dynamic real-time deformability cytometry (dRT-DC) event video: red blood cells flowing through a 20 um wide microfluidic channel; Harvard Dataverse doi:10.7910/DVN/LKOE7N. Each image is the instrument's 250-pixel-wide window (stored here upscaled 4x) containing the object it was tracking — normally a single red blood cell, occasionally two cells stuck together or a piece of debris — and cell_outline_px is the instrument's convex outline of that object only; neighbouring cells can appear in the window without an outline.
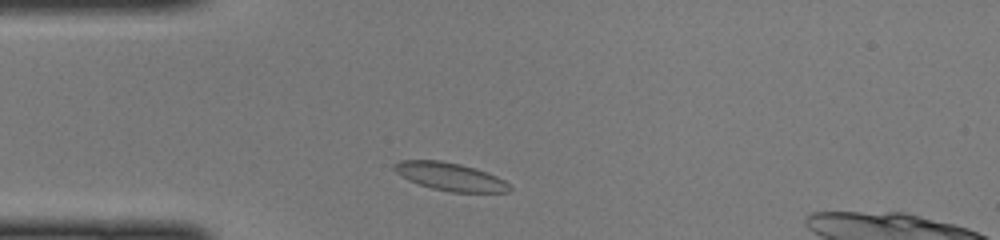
{"species": "common noctule bat (a hibernating species)", "species_latin": "Nyctalus noctula", "temperature_condition": "cold", "stored_images_in_passage": 34, "camera_frame_rate_fps": 3000, "um_per_image_px": 0.085, "animal": {"sex": "female", "body_mass_g": 22.0, "forearm_length_mm": 56.7}, "frame": {"image": 1, "passage_image": 3, "time_ms": 0.667, "image_size_px": [1000, 240], "cell_outline_px": [[512, 188], [508, 192], [448, 192], [432, 188], [408, 180], [396, 172], [392, 168], [392, 164], [400, 160], [440, 160], [460, 164], [476, 168], [488, 172], [504, 180]], "centroid_in_image_um": [38.25, 15.0], "position_along_channel_um": 46.8, "area_um2": 18.84}}
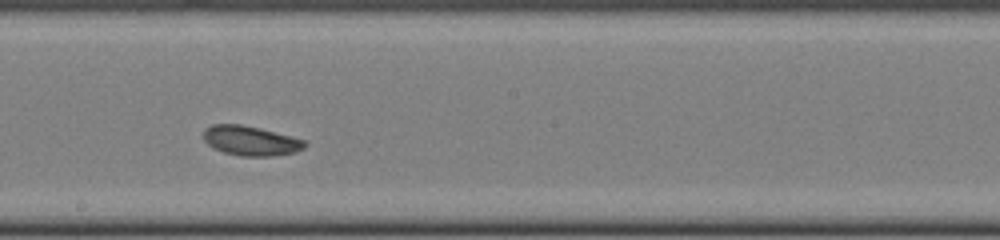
{"frame": {"image": 2, "passage_image": 17, "time_ms": 5.333, "image_size_px": [1000, 240], "cell_outline_px": [[308, 144], [304, 148], [296, 152], [272, 156], [240, 156], [224, 152], [212, 148], [204, 140], [204, 128], [212, 124], [240, 124], [260, 128], [304, 140]], "centroid_in_image_um": [21.29, 11.96], "position_along_channel_um": 226.9, "area_um2": 17.51}}
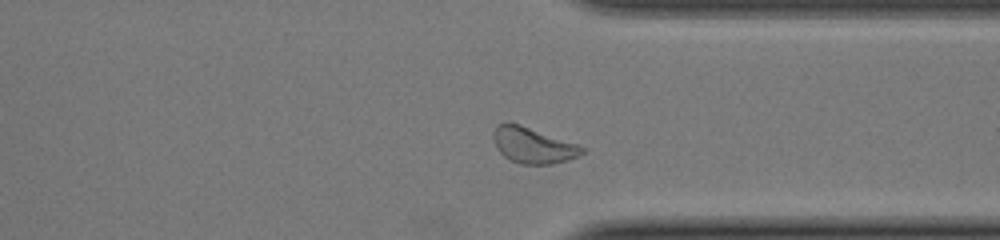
{"frame": {"image": 3, "passage_image": 27, "time_ms": 8.667, "image_size_px": [1000, 240], "cell_outline_px": [[584, 152], [568, 160], [552, 164], [520, 164], [508, 160], [496, 148], [492, 136], [492, 132], [504, 120], [508, 120], [580, 144], [584, 148]], "centroid_in_image_um": [45.28, 12.33], "position_along_channel_um": 366.1, "area_um2": 18.9}}